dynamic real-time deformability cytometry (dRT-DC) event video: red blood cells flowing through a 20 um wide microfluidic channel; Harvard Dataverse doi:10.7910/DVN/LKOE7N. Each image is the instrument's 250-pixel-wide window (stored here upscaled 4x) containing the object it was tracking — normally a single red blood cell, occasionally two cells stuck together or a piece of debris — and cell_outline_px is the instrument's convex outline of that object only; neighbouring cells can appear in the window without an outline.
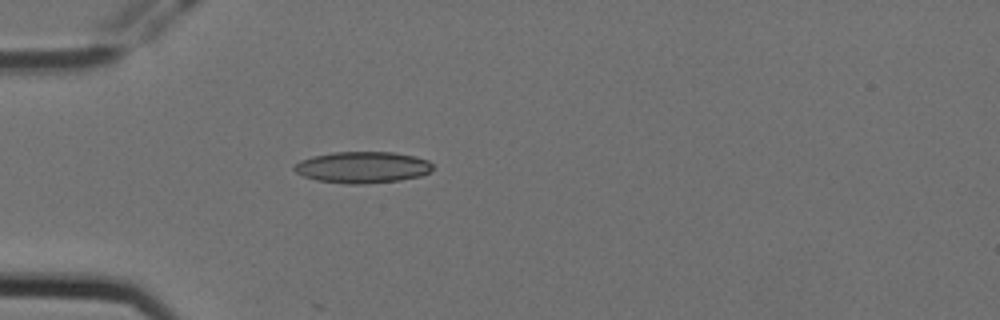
{"species": "Egyptian fruit bat (a non-hibernating species)", "species_latin": "Rousettus aegyptiacus", "temperature_condition": "cold", "stored_images_in_passage": 2, "camera_frame_rate_fps": 3000, "um_per_image_px": 0.085, "animal": {"sex": "female"}, "frame": {"image": 1, "passage_image": 2, "time_ms": 0.333, "image_size_px": [1000, 320], "cell_outline_px": [[432, 168], [428, 172], [420, 176], [400, 180], [360, 184], [348, 184], [316, 180], [304, 176], [296, 172], [292, 168], [300, 160], [312, 156], [332, 152], [396, 152], [416, 156], [428, 160], [432, 164]], "centroid_in_image_um": [30.8, 14.21], "position_along_channel_um": 54.2, "area_um2": 25.37}}